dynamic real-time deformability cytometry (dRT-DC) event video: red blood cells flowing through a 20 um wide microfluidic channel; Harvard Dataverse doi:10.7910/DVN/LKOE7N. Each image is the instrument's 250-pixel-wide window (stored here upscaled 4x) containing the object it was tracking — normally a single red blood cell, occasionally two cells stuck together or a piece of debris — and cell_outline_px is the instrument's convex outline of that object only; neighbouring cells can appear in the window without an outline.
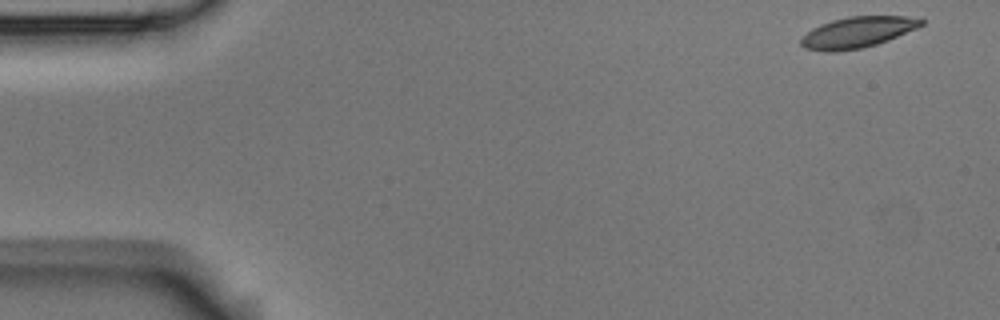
{"species": "Egyptian fruit bat (a non-hibernating species)", "species_latin": "Rousettus aegyptiacus", "temperature_condition": "room temperature", "stored_images_in_passage": 5, "camera_frame_rate_fps": 3000, "um_per_image_px": 0.085, "animal": {"sex": "male"}, "frame": {"image": 1, "passage_image": 1, "time_ms": 0.0, "image_size_px": [1000, 320], "cell_outline_px": [[924, 24], [916, 28], [888, 40], [876, 44], [860, 48], [836, 52], [828, 52], [804, 48], [800, 44], [800, 40], [812, 28], [820, 24], [832, 20], [848, 16], [904, 16], [924, 20]], "centroid_in_image_um": [72.85, 2.74], "position_along_channel_um": 12.1, "area_um2": 21.5}}
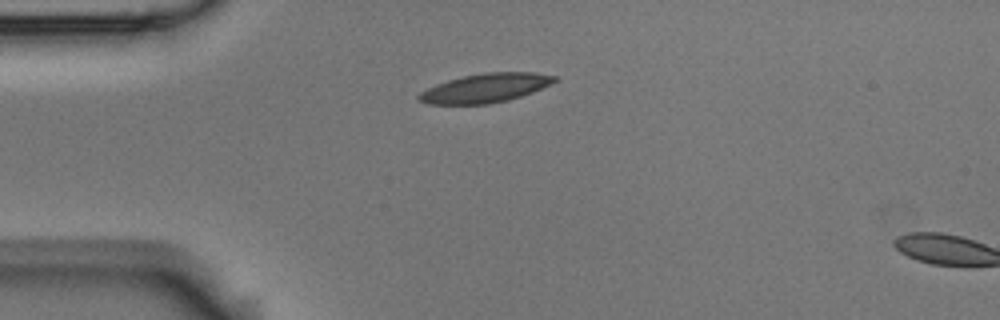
{"frame": {"image": 2, "passage_image": 4, "time_ms": 1.0, "image_size_px": [1000, 320], "cell_outline_px": [[560, 80], [532, 92], [508, 100], [488, 104], [428, 104], [420, 100], [416, 96], [420, 92], [436, 84], [448, 80], [464, 76], [484, 72], [536, 72], [556, 76]], "centroid_in_image_um": [41.28, 7.47], "position_along_channel_um": 43.7, "area_um2": 22.89}}